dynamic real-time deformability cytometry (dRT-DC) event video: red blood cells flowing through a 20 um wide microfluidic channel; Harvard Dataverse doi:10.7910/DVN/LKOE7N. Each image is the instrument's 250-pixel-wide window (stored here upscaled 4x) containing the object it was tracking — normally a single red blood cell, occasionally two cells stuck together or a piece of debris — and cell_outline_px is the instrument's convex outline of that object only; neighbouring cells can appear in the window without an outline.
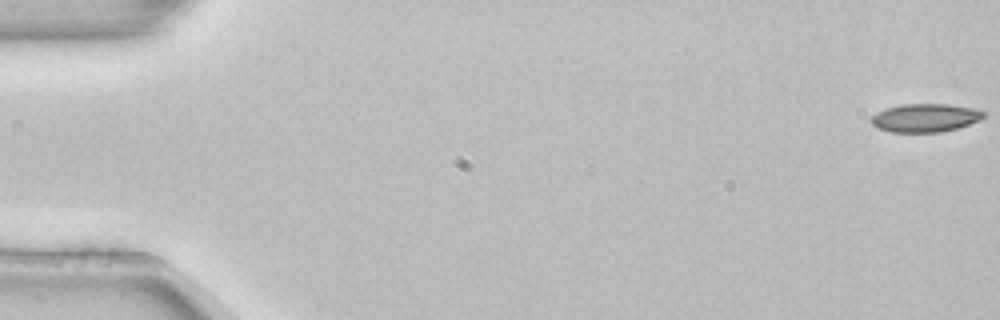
{"species": "common noctule bat (a hibernating species)", "species_latin": "Nyctalus noctula", "temperature_condition": "room temperature", "stored_images_in_passage": 5, "camera_frame_rate_fps": 3000, "um_per_image_px": 0.085, "animal": {"sex": "female", "body_mass_g": 22.7, "forearm_length_mm": 54.2}, "frame": {"image": 1, "passage_image": 1, "time_ms": 0.0, "image_size_px": [1000, 320], "cell_outline_px": [[984, 116], [980, 120], [956, 128], [940, 132], [892, 132], [876, 128], [868, 120], [876, 112], [884, 108], [900, 104], [948, 104], [980, 108], [984, 112]], "centroid_in_image_um": [78.61, 10.0], "position_along_channel_um": 6.4, "area_um2": 18.84}}